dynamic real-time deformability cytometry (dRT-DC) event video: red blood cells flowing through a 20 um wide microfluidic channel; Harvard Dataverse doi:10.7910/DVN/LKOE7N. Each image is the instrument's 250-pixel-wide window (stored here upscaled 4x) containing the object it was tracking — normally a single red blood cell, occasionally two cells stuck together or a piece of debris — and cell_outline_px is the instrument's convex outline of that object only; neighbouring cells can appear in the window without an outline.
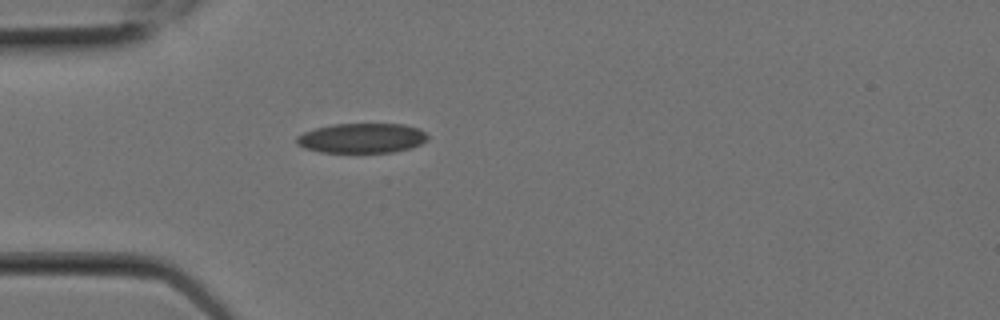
{"species": "Egyptian fruit bat (a non-hibernating species)", "species_latin": "Rousettus aegyptiacus", "temperature_condition": "room temperature", "stored_images_in_passage": 1, "camera_frame_rate_fps": 3000, "um_per_image_px": 0.085, "animal": {"sex": "female"}, "frame": {"image": 1, "passage_image": 1, "time_ms": 0.0, "image_size_px": [1000, 320], "cell_outline_px": [[428, 140], [412, 148], [396, 152], [320, 152], [304, 148], [296, 144], [296, 136], [304, 132], [316, 128], [332, 124], [404, 124], [420, 128], [428, 136]], "centroid_in_image_um": [30.77, 11.74], "position_along_channel_um": 54.2, "area_um2": 22.95}}